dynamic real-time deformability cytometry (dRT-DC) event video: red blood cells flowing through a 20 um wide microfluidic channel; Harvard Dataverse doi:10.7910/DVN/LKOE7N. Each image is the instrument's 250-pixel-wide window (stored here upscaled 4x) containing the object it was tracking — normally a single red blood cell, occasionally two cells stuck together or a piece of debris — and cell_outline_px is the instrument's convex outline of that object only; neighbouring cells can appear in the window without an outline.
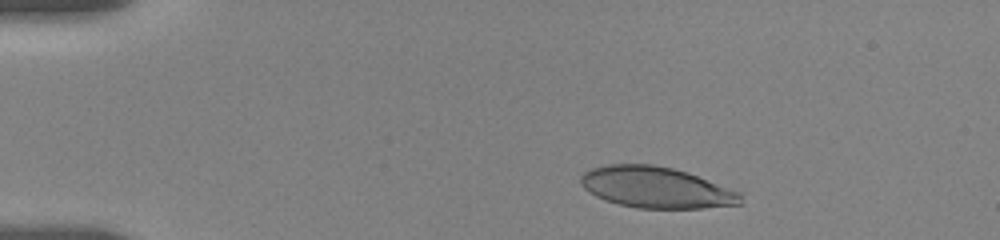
{"species": "human", "species_latin": "Homo sapiens", "temperature_condition": "room temperature", "stored_images_in_passage": 45, "camera_frame_rate_fps": 3000, "um_per_image_px": 0.085, "donor": {"sex": "female"}, "frame": {"image": 1, "passage_image": 6, "time_ms": 1.667, "image_size_px": [1000, 240], "cell_outline_px": [[744, 204], [700, 208], [636, 208], [604, 200], [588, 192], [580, 184], [580, 176], [584, 172], [592, 168], [608, 164], [652, 164], [672, 168], [688, 172], [740, 192]], "centroid_in_image_um": [55.76, 15.93], "position_along_channel_um": 29.2, "area_um2": 38.44}}
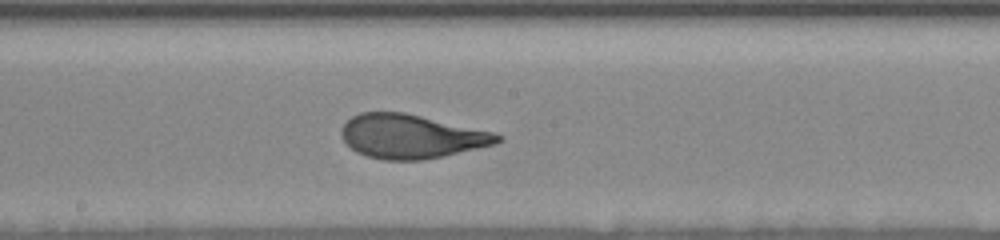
{"frame": {"image": 2, "passage_image": 27, "time_ms": 8.667, "image_size_px": [1000, 240], "cell_outline_px": [[504, 140], [496, 144], [444, 156], [424, 160], [384, 160], [368, 156], [356, 152], [344, 140], [340, 132], [344, 124], [352, 116], [360, 112], [404, 112], [496, 132], [504, 136]], "centroid_in_image_um": [35.01, 11.59], "position_along_channel_um": 213.2, "area_um2": 40.17}}
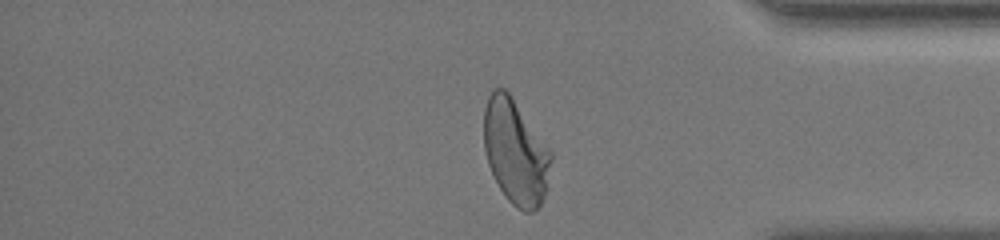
{"frame": {"image": 3, "passage_image": 43, "time_ms": 14.0, "image_size_px": [1000, 240], "cell_outline_px": [[552, 160], [544, 196], [540, 204], [532, 212], [524, 212], [516, 208], [504, 196], [488, 164], [484, 148], [484, 108], [488, 96], [492, 88], [504, 88], [508, 92], [552, 152]], "centroid_in_image_um": [43.8, 12.91], "position_along_channel_um": 391.4, "area_um2": 40.69}, "authors_computed_cell_mechanics": {"area_um2": 39.9398, "velocity_mm_per_s": 3.6215, "shape_relaxation_time_tau1_ms": 4.9402, "shape_relaxation_time_tau2_ms": null, "deformation_change_tau1": 0.1985, "deformation_change_tau2": null}}